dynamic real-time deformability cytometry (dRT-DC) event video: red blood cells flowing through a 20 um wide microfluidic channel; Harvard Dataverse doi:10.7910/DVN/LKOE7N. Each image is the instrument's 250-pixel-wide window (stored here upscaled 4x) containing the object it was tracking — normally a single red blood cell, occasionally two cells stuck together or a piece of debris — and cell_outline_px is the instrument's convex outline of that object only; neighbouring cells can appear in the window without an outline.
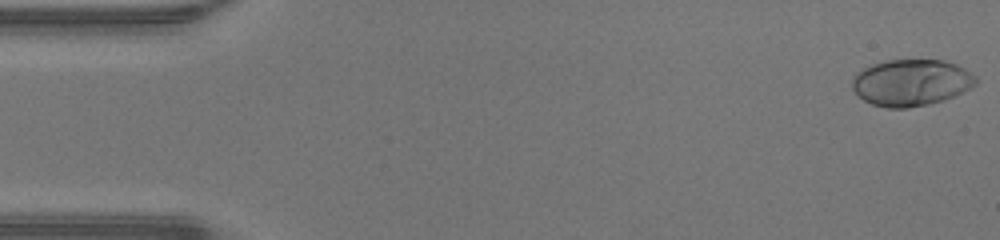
{"species": "human", "species_latin": "Homo sapiens", "temperature_condition": "warm", "stored_images_in_passage": 48, "camera_frame_rate_fps": 3000, "um_per_image_px": 0.085, "donor": {"sex": "male"}, "frame": {"image": 1, "passage_image": 1, "time_ms": 0.0, "image_size_px": [1000, 240], "cell_outline_px": [[976, 84], [944, 100], [928, 104], [908, 108], [888, 108], [872, 104], [864, 100], [852, 88], [852, 76], [856, 72], [872, 64], [888, 60], [944, 60], [956, 64], [964, 68], [976, 76]], "centroid_in_image_um": [77.42, 7.01], "position_along_channel_um": 7.6, "area_um2": 33.41}}
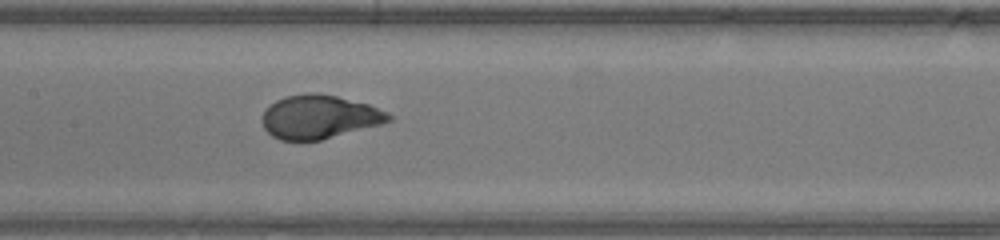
{"frame": {"image": 2, "passage_image": 23, "time_ms": 7.333, "image_size_px": [1000, 240], "cell_outline_px": [[392, 120], [380, 124], [320, 140], [280, 140], [272, 136], [264, 128], [264, 112], [276, 100], [288, 96], [308, 92], [316, 92], [336, 96], [368, 104], [388, 112], [392, 116]], "centroid_in_image_um": [27.16, 9.93], "position_along_channel_um": 180.2, "area_um2": 31.67}}
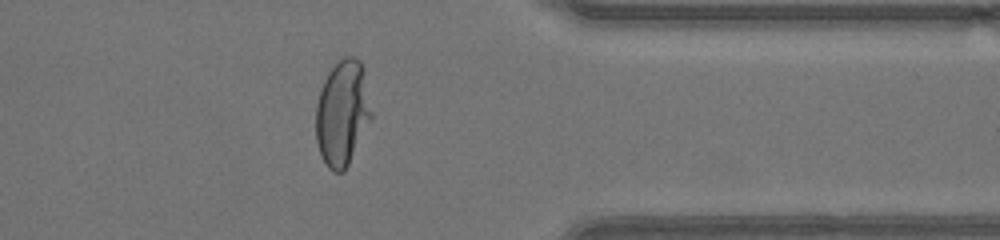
{"frame": {"image": 3, "passage_image": 38, "time_ms": 12.333, "image_size_px": [1000, 240], "cell_outline_px": [[372, 116], [344, 172], [332, 172], [328, 168], [320, 152], [316, 140], [316, 104], [320, 88], [328, 72], [344, 56], [352, 56], [360, 60], [364, 68], [372, 112]], "centroid_in_image_um": [29.1, 9.58], "position_along_channel_um": 382.3, "area_um2": 33.99}, "authors_computed_cell_mechanics": {"area_um2": 32.4836, "velocity_mm_per_s": 4.3335, "shape_relaxation_time_tau1_ms": 3.0031, "shape_relaxation_time_tau2_ms": null, "deformation_change_tau1": 0.213, "deformation_change_tau2": null}}